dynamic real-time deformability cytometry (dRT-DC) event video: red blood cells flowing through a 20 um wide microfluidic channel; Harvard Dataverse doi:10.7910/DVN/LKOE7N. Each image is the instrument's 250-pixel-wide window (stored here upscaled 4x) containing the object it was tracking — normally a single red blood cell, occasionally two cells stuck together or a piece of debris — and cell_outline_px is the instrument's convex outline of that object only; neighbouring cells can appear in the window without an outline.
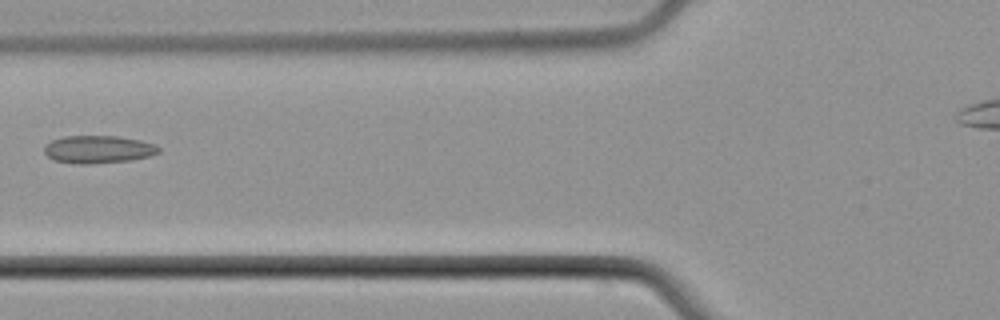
{"species": "common noctule bat (a hibernating species)", "species_latin": "Nyctalus noctula", "temperature_condition": "cold", "stored_images_in_passage": 6, "camera_frame_rate_fps": 3000, "um_per_image_px": 0.085, "animal": {"sex": "male", "body_mass_g": 21.5, "forearm_length_mm": 52.0}, "frame": {"image": 1, "passage_image": 5, "time_ms": 6.0, "image_size_px": [1000, 320], "cell_outline_px": [[160, 152], [152, 156], [128, 160], [88, 164], [80, 164], [52, 160], [44, 152], [44, 144], [52, 140], [64, 136], [116, 136], [140, 140], [156, 144], [160, 148]], "centroid_in_image_um": [8.35, 12.69], "position_along_channel_um": 117.5, "area_um2": 18.55}}
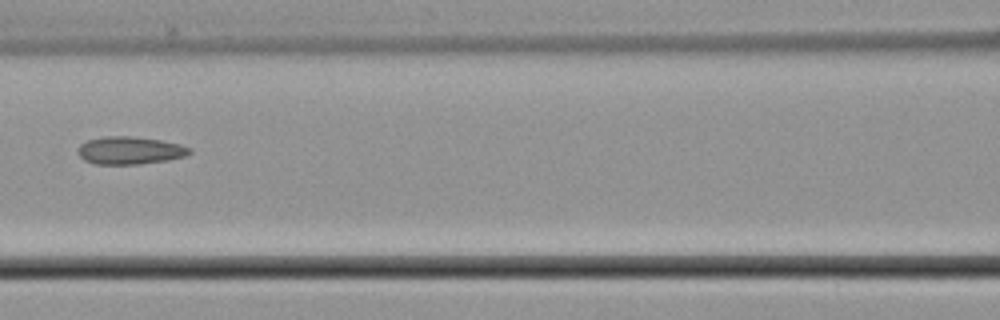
{"frame": {"image": 2, "passage_image": 6, "time_ms": 7.0, "image_size_px": [1000, 320], "cell_outline_px": [[192, 152], [188, 156], [168, 160], [140, 164], [96, 164], [84, 160], [80, 156], [80, 144], [88, 140], [104, 136], [128, 136], [160, 140], [180, 144], [192, 148]], "centroid_in_image_um": [11.1, 12.79], "position_along_channel_um": 155.5, "area_um2": 17.98}}